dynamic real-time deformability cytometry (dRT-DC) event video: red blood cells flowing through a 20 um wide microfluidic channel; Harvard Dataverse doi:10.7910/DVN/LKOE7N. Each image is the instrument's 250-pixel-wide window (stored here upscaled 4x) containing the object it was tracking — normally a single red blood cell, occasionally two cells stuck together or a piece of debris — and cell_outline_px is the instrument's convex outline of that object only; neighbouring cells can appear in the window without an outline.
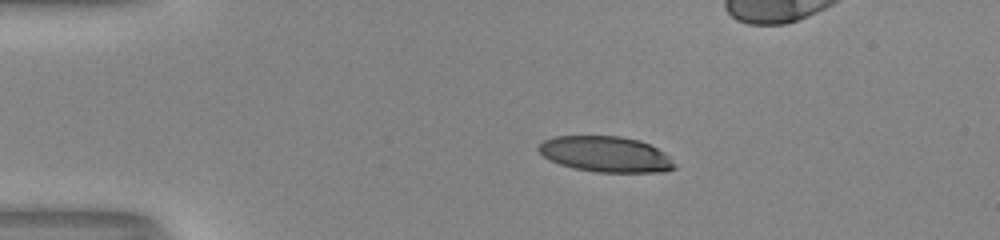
{"species": "human", "species_latin": "Homo sapiens", "temperature_condition": "room temperature", "stored_images_in_passage": 42, "camera_frame_rate_fps": 3000, "um_per_image_px": 0.085, "donor": {"sex": "male"}, "frame": {"image": 1, "passage_image": 1, "time_ms": 0.0, "image_size_px": [1000, 240], "cell_outline_px": [[676, 168], [664, 172], [596, 172], [576, 168], [560, 164], [544, 156], [536, 148], [544, 140], [552, 136], [620, 136], [640, 140], [664, 152], [676, 164]], "centroid_in_image_um": [51.5, 13.1], "position_along_channel_um": 33.5, "area_um2": 28.21}}
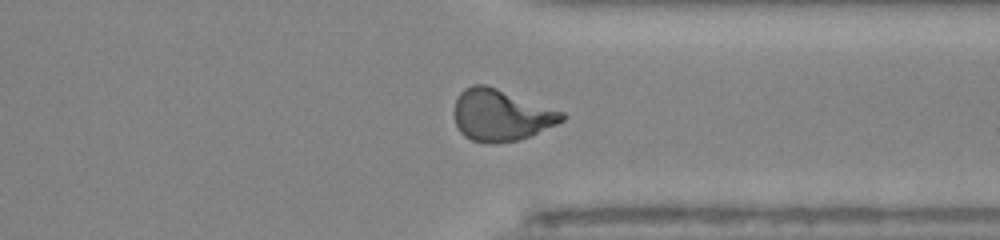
{"frame": {"image": 2, "passage_image": 30, "time_ms": 9.667, "image_size_px": [1000, 240], "cell_outline_px": [[568, 116], [564, 120], [556, 124], [520, 140], [492, 144], [488, 144], [472, 140], [464, 136], [460, 132], [456, 124], [452, 112], [456, 100], [460, 92], [464, 88], [472, 84], [484, 84], [496, 88], [564, 112]], "centroid_in_image_um": [42.55, 9.8], "position_along_channel_um": 368.9, "area_um2": 32.48}}
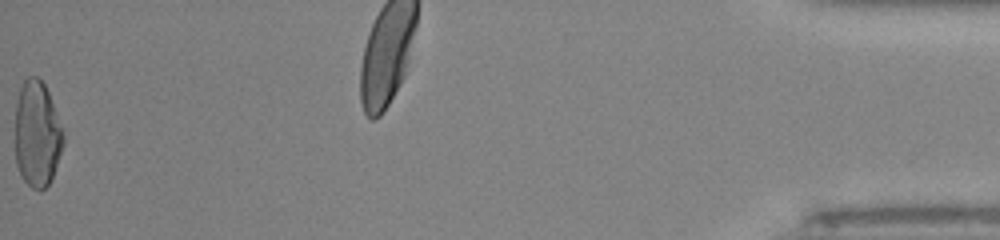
{"frame": {"image": 3, "passage_image": 42, "time_ms": 13.667, "image_size_px": [1000, 240], "cell_outline_px": [[64, 144], [52, 176], [48, 184], [44, 188], [32, 188], [24, 180], [16, 164], [16, 104], [20, 88], [24, 80], [28, 76], [36, 76], [44, 84], [48, 92], [56, 112], [64, 136]], "centroid_in_image_um": [3.15, 11.37], "position_along_channel_um": 432.1, "area_um2": 29.25}, "authors_computed_cell_mechanics": {"area_um2": 30.7207, "velocity_mm_per_s": 4.078, "shape_relaxation_time_tau1_ms": 6.1027, "shape_relaxation_time_tau2_ms": 1.3526, "deformation_change_tau1": 0.2352, "deformation_change_tau2": 0.0883}}